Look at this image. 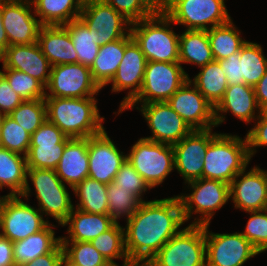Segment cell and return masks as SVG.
Here are the masks:
<instances>
[{"label": "cell", "instance_id": "1", "mask_svg": "<svg viewBox=\"0 0 267 266\" xmlns=\"http://www.w3.org/2000/svg\"><path fill=\"white\" fill-rule=\"evenodd\" d=\"M125 248L129 261L148 262L185 224L178 196L143 201L126 219Z\"/></svg>", "mask_w": 267, "mask_h": 266}, {"label": "cell", "instance_id": "2", "mask_svg": "<svg viewBox=\"0 0 267 266\" xmlns=\"http://www.w3.org/2000/svg\"><path fill=\"white\" fill-rule=\"evenodd\" d=\"M47 120L69 138H87L106 129L96 97H45Z\"/></svg>", "mask_w": 267, "mask_h": 266}, {"label": "cell", "instance_id": "3", "mask_svg": "<svg viewBox=\"0 0 267 266\" xmlns=\"http://www.w3.org/2000/svg\"><path fill=\"white\" fill-rule=\"evenodd\" d=\"M248 143L238 135L219 133L208 145L202 178L230 184L250 164Z\"/></svg>", "mask_w": 267, "mask_h": 266}, {"label": "cell", "instance_id": "4", "mask_svg": "<svg viewBox=\"0 0 267 266\" xmlns=\"http://www.w3.org/2000/svg\"><path fill=\"white\" fill-rule=\"evenodd\" d=\"M173 21L160 10L141 21L131 23V34L148 61L179 62V36Z\"/></svg>", "mask_w": 267, "mask_h": 266}, {"label": "cell", "instance_id": "5", "mask_svg": "<svg viewBox=\"0 0 267 266\" xmlns=\"http://www.w3.org/2000/svg\"><path fill=\"white\" fill-rule=\"evenodd\" d=\"M29 181L35 189L34 195L38 201V209L43 215L53 217V220L62 226L75 207L66 188L68 186L62 182L53 169L28 168L26 185L20 195L27 201L32 195L30 193H33Z\"/></svg>", "mask_w": 267, "mask_h": 266}, {"label": "cell", "instance_id": "6", "mask_svg": "<svg viewBox=\"0 0 267 266\" xmlns=\"http://www.w3.org/2000/svg\"><path fill=\"white\" fill-rule=\"evenodd\" d=\"M188 184L191 193L177 195L185 223L198 214L190 225H207L211 223L215 212L230 200V184L218 180L198 179Z\"/></svg>", "mask_w": 267, "mask_h": 266}, {"label": "cell", "instance_id": "7", "mask_svg": "<svg viewBox=\"0 0 267 266\" xmlns=\"http://www.w3.org/2000/svg\"><path fill=\"white\" fill-rule=\"evenodd\" d=\"M148 266H206L205 225L183 227L170 238Z\"/></svg>", "mask_w": 267, "mask_h": 266}, {"label": "cell", "instance_id": "8", "mask_svg": "<svg viewBox=\"0 0 267 266\" xmlns=\"http://www.w3.org/2000/svg\"><path fill=\"white\" fill-rule=\"evenodd\" d=\"M162 11L186 30H210L231 20L225 0H171Z\"/></svg>", "mask_w": 267, "mask_h": 266}, {"label": "cell", "instance_id": "9", "mask_svg": "<svg viewBox=\"0 0 267 266\" xmlns=\"http://www.w3.org/2000/svg\"><path fill=\"white\" fill-rule=\"evenodd\" d=\"M188 79L179 62L148 61L141 90L126 107L167 101Z\"/></svg>", "mask_w": 267, "mask_h": 266}, {"label": "cell", "instance_id": "10", "mask_svg": "<svg viewBox=\"0 0 267 266\" xmlns=\"http://www.w3.org/2000/svg\"><path fill=\"white\" fill-rule=\"evenodd\" d=\"M127 153V160L149 187L160 186L175 169L173 145L140 138Z\"/></svg>", "mask_w": 267, "mask_h": 266}, {"label": "cell", "instance_id": "11", "mask_svg": "<svg viewBox=\"0 0 267 266\" xmlns=\"http://www.w3.org/2000/svg\"><path fill=\"white\" fill-rule=\"evenodd\" d=\"M21 196H2L0 235L11 242L23 240L42 230L50 221Z\"/></svg>", "mask_w": 267, "mask_h": 266}, {"label": "cell", "instance_id": "12", "mask_svg": "<svg viewBox=\"0 0 267 266\" xmlns=\"http://www.w3.org/2000/svg\"><path fill=\"white\" fill-rule=\"evenodd\" d=\"M45 91V97L84 98L97 96L101 88L93 80L89 67L68 63L52 66Z\"/></svg>", "mask_w": 267, "mask_h": 266}, {"label": "cell", "instance_id": "13", "mask_svg": "<svg viewBox=\"0 0 267 266\" xmlns=\"http://www.w3.org/2000/svg\"><path fill=\"white\" fill-rule=\"evenodd\" d=\"M140 105L137 107H125L119 114L127 109L133 110V108L141 112L152 133V136L142 138L158 143L174 145L192 131L191 127L170 107L167 101Z\"/></svg>", "mask_w": 267, "mask_h": 266}, {"label": "cell", "instance_id": "14", "mask_svg": "<svg viewBox=\"0 0 267 266\" xmlns=\"http://www.w3.org/2000/svg\"><path fill=\"white\" fill-rule=\"evenodd\" d=\"M205 225L206 266H243L260 252L240 233H213Z\"/></svg>", "mask_w": 267, "mask_h": 266}, {"label": "cell", "instance_id": "15", "mask_svg": "<svg viewBox=\"0 0 267 266\" xmlns=\"http://www.w3.org/2000/svg\"><path fill=\"white\" fill-rule=\"evenodd\" d=\"M79 18L89 29L97 30L100 46L124 38L131 32V22L105 0H84Z\"/></svg>", "mask_w": 267, "mask_h": 266}, {"label": "cell", "instance_id": "16", "mask_svg": "<svg viewBox=\"0 0 267 266\" xmlns=\"http://www.w3.org/2000/svg\"><path fill=\"white\" fill-rule=\"evenodd\" d=\"M32 8L31 0H2V20L8 46L37 42L43 25Z\"/></svg>", "mask_w": 267, "mask_h": 266}, {"label": "cell", "instance_id": "17", "mask_svg": "<svg viewBox=\"0 0 267 266\" xmlns=\"http://www.w3.org/2000/svg\"><path fill=\"white\" fill-rule=\"evenodd\" d=\"M213 128L192 130L180 142L173 145L175 170L188 183L202 178L203 159L209 143L219 134Z\"/></svg>", "mask_w": 267, "mask_h": 266}, {"label": "cell", "instance_id": "18", "mask_svg": "<svg viewBox=\"0 0 267 266\" xmlns=\"http://www.w3.org/2000/svg\"><path fill=\"white\" fill-rule=\"evenodd\" d=\"M70 139L46 119L31 135L30 147L26 155L27 168L55 170Z\"/></svg>", "mask_w": 267, "mask_h": 266}, {"label": "cell", "instance_id": "19", "mask_svg": "<svg viewBox=\"0 0 267 266\" xmlns=\"http://www.w3.org/2000/svg\"><path fill=\"white\" fill-rule=\"evenodd\" d=\"M192 130L215 128L214 107L188 79L168 100Z\"/></svg>", "mask_w": 267, "mask_h": 266}, {"label": "cell", "instance_id": "20", "mask_svg": "<svg viewBox=\"0 0 267 266\" xmlns=\"http://www.w3.org/2000/svg\"><path fill=\"white\" fill-rule=\"evenodd\" d=\"M88 158V177L109 184L127 160V154L120 151L104 129L88 137Z\"/></svg>", "mask_w": 267, "mask_h": 266}, {"label": "cell", "instance_id": "21", "mask_svg": "<svg viewBox=\"0 0 267 266\" xmlns=\"http://www.w3.org/2000/svg\"><path fill=\"white\" fill-rule=\"evenodd\" d=\"M245 167L230 183V201L234 208L248 211L267 209V170Z\"/></svg>", "mask_w": 267, "mask_h": 266}, {"label": "cell", "instance_id": "22", "mask_svg": "<svg viewBox=\"0 0 267 266\" xmlns=\"http://www.w3.org/2000/svg\"><path fill=\"white\" fill-rule=\"evenodd\" d=\"M147 60L145 55L141 51L140 46L133 39L126 47L123 55V59L118 66L117 72L111 83V93H119L121 91L128 90L127 96H125L119 106V113L138 95L143 83L145 66Z\"/></svg>", "mask_w": 267, "mask_h": 266}, {"label": "cell", "instance_id": "23", "mask_svg": "<svg viewBox=\"0 0 267 266\" xmlns=\"http://www.w3.org/2000/svg\"><path fill=\"white\" fill-rule=\"evenodd\" d=\"M2 61V62H1ZM2 69L27 73L47 86L52 65L37 42L28 45H10L0 54Z\"/></svg>", "mask_w": 267, "mask_h": 266}, {"label": "cell", "instance_id": "24", "mask_svg": "<svg viewBox=\"0 0 267 266\" xmlns=\"http://www.w3.org/2000/svg\"><path fill=\"white\" fill-rule=\"evenodd\" d=\"M261 111L254 87L245 83L228 85L222 100L214 108L216 127L225 122V115L229 112L242 122L250 124L259 117Z\"/></svg>", "mask_w": 267, "mask_h": 266}, {"label": "cell", "instance_id": "25", "mask_svg": "<svg viewBox=\"0 0 267 266\" xmlns=\"http://www.w3.org/2000/svg\"><path fill=\"white\" fill-rule=\"evenodd\" d=\"M56 174L70 189L75 188L89 174L88 137L71 138L65 145Z\"/></svg>", "mask_w": 267, "mask_h": 266}, {"label": "cell", "instance_id": "26", "mask_svg": "<svg viewBox=\"0 0 267 266\" xmlns=\"http://www.w3.org/2000/svg\"><path fill=\"white\" fill-rule=\"evenodd\" d=\"M37 43L52 66L78 63L69 32L62 25L42 26Z\"/></svg>", "mask_w": 267, "mask_h": 266}, {"label": "cell", "instance_id": "27", "mask_svg": "<svg viewBox=\"0 0 267 266\" xmlns=\"http://www.w3.org/2000/svg\"><path fill=\"white\" fill-rule=\"evenodd\" d=\"M116 221L109 214L83 212L74 207L62 227L69 236H61V241L91 242L99 234L110 229Z\"/></svg>", "mask_w": 267, "mask_h": 266}, {"label": "cell", "instance_id": "28", "mask_svg": "<svg viewBox=\"0 0 267 266\" xmlns=\"http://www.w3.org/2000/svg\"><path fill=\"white\" fill-rule=\"evenodd\" d=\"M52 223L23 240L13 242V261L16 266L32 262L37 257L52 252L60 243L61 237L55 236Z\"/></svg>", "mask_w": 267, "mask_h": 266}, {"label": "cell", "instance_id": "29", "mask_svg": "<svg viewBox=\"0 0 267 266\" xmlns=\"http://www.w3.org/2000/svg\"><path fill=\"white\" fill-rule=\"evenodd\" d=\"M133 40L131 32L124 38L100 46L92 66L93 80L102 89L112 80L123 59L125 47Z\"/></svg>", "mask_w": 267, "mask_h": 266}, {"label": "cell", "instance_id": "30", "mask_svg": "<svg viewBox=\"0 0 267 266\" xmlns=\"http://www.w3.org/2000/svg\"><path fill=\"white\" fill-rule=\"evenodd\" d=\"M43 26L64 25L79 18L84 0H31Z\"/></svg>", "mask_w": 267, "mask_h": 266}, {"label": "cell", "instance_id": "31", "mask_svg": "<svg viewBox=\"0 0 267 266\" xmlns=\"http://www.w3.org/2000/svg\"><path fill=\"white\" fill-rule=\"evenodd\" d=\"M26 156L0 147V190L9 189L7 196H20L26 185Z\"/></svg>", "mask_w": 267, "mask_h": 266}, {"label": "cell", "instance_id": "32", "mask_svg": "<svg viewBox=\"0 0 267 266\" xmlns=\"http://www.w3.org/2000/svg\"><path fill=\"white\" fill-rule=\"evenodd\" d=\"M182 33V34H181ZM179 36V63L199 68L214 61L207 30H184Z\"/></svg>", "mask_w": 267, "mask_h": 266}, {"label": "cell", "instance_id": "33", "mask_svg": "<svg viewBox=\"0 0 267 266\" xmlns=\"http://www.w3.org/2000/svg\"><path fill=\"white\" fill-rule=\"evenodd\" d=\"M190 82L215 108L222 100L228 82L218 61L214 60L200 68V72Z\"/></svg>", "mask_w": 267, "mask_h": 266}, {"label": "cell", "instance_id": "34", "mask_svg": "<svg viewBox=\"0 0 267 266\" xmlns=\"http://www.w3.org/2000/svg\"><path fill=\"white\" fill-rule=\"evenodd\" d=\"M62 26L69 32L77 52L78 63L90 68L100 48L96 36L97 30L89 29L80 18L71 20Z\"/></svg>", "mask_w": 267, "mask_h": 266}, {"label": "cell", "instance_id": "35", "mask_svg": "<svg viewBox=\"0 0 267 266\" xmlns=\"http://www.w3.org/2000/svg\"><path fill=\"white\" fill-rule=\"evenodd\" d=\"M208 39L214 60H223L240 51L247 40L231 19L228 23L207 30Z\"/></svg>", "mask_w": 267, "mask_h": 266}, {"label": "cell", "instance_id": "36", "mask_svg": "<svg viewBox=\"0 0 267 266\" xmlns=\"http://www.w3.org/2000/svg\"><path fill=\"white\" fill-rule=\"evenodd\" d=\"M72 191L79 200L74 204L75 208L88 213L109 214L107 184L87 177Z\"/></svg>", "mask_w": 267, "mask_h": 266}, {"label": "cell", "instance_id": "37", "mask_svg": "<svg viewBox=\"0 0 267 266\" xmlns=\"http://www.w3.org/2000/svg\"><path fill=\"white\" fill-rule=\"evenodd\" d=\"M95 249L100 252L111 265H118L116 259H121L123 264L129 262L125 248L124 228L116 222L110 229L99 234L91 241Z\"/></svg>", "mask_w": 267, "mask_h": 266}, {"label": "cell", "instance_id": "38", "mask_svg": "<svg viewBox=\"0 0 267 266\" xmlns=\"http://www.w3.org/2000/svg\"><path fill=\"white\" fill-rule=\"evenodd\" d=\"M241 76L246 85L254 87L267 69V58L260 44L246 41L240 49Z\"/></svg>", "mask_w": 267, "mask_h": 266}, {"label": "cell", "instance_id": "39", "mask_svg": "<svg viewBox=\"0 0 267 266\" xmlns=\"http://www.w3.org/2000/svg\"><path fill=\"white\" fill-rule=\"evenodd\" d=\"M64 257L77 266H111L91 242L61 241Z\"/></svg>", "mask_w": 267, "mask_h": 266}, {"label": "cell", "instance_id": "40", "mask_svg": "<svg viewBox=\"0 0 267 266\" xmlns=\"http://www.w3.org/2000/svg\"><path fill=\"white\" fill-rule=\"evenodd\" d=\"M8 116L32 135L47 119L45 99L25 100Z\"/></svg>", "mask_w": 267, "mask_h": 266}, {"label": "cell", "instance_id": "41", "mask_svg": "<svg viewBox=\"0 0 267 266\" xmlns=\"http://www.w3.org/2000/svg\"><path fill=\"white\" fill-rule=\"evenodd\" d=\"M30 141L31 134L10 116H3L0 123V147L26 156L30 147Z\"/></svg>", "mask_w": 267, "mask_h": 266}, {"label": "cell", "instance_id": "42", "mask_svg": "<svg viewBox=\"0 0 267 266\" xmlns=\"http://www.w3.org/2000/svg\"><path fill=\"white\" fill-rule=\"evenodd\" d=\"M107 198L109 215L116 222L123 217L125 220L130 218L142 203L136 195L128 190L118 189L113 182L107 184Z\"/></svg>", "mask_w": 267, "mask_h": 266}, {"label": "cell", "instance_id": "43", "mask_svg": "<svg viewBox=\"0 0 267 266\" xmlns=\"http://www.w3.org/2000/svg\"><path fill=\"white\" fill-rule=\"evenodd\" d=\"M0 73L23 101L45 98V86L27 73L13 69H3Z\"/></svg>", "mask_w": 267, "mask_h": 266}, {"label": "cell", "instance_id": "44", "mask_svg": "<svg viewBox=\"0 0 267 266\" xmlns=\"http://www.w3.org/2000/svg\"><path fill=\"white\" fill-rule=\"evenodd\" d=\"M131 23L153 16L161 10L158 0H105Z\"/></svg>", "mask_w": 267, "mask_h": 266}, {"label": "cell", "instance_id": "45", "mask_svg": "<svg viewBox=\"0 0 267 266\" xmlns=\"http://www.w3.org/2000/svg\"><path fill=\"white\" fill-rule=\"evenodd\" d=\"M249 220L240 232L260 253L267 251V209L248 211Z\"/></svg>", "mask_w": 267, "mask_h": 266}, {"label": "cell", "instance_id": "46", "mask_svg": "<svg viewBox=\"0 0 267 266\" xmlns=\"http://www.w3.org/2000/svg\"><path fill=\"white\" fill-rule=\"evenodd\" d=\"M118 189L128 190L132 195H136L142 202L143 195L151 190L142 176L135 170L128 160L121 166L112 181Z\"/></svg>", "mask_w": 267, "mask_h": 266}, {"label": "cell", "instance_id": "47", "mask_svg": "<svg viewBox=\"0 0 267 266\" xmlns=\"http://www.w3.org/2000/svg\"><path fill=\"white\" fill-rule=\"evenodd\" d=\"M253 126L246 133L250 159L256 154L257 147L267 146V110L261 111Z\"/></svg>", "mask_w": 267, "mask_h": 266}, {"label": "cell", "instance_id": "48", "mask_svg": "<svg viewBox=\"0 0 267 266\" xmlns=\"http://www.w3.org/2000/svg\"><path fill=\"white\" fill-rule=\"evenodd\" d=\"M23 99L9 85L7 79L0 73V111L9 115L15 110Z\"/></svg>", "mask_w": 267, "mask_h": 266}, {"label": "cell", "instance_id": "49", "mask_svg": "<svg viewBox=\"0 0 267 266\" xmlns=\"http://www.w3.org/2000/svg\"><path fill=\"white\" fill-rule=\"evenodd\" d=\"M240 51L230 55L226 59L217 60L225 73L228 85L243 84L244 78L241 76Z\"/></svg>", "mask_w": 267, "mask_h": 266}, {"label": "cell", "instance_id": "50", "mask_svg": "<svg viewBox=\"0 0 267 266\" xmlns=\"http://www.w3.org/2000/svg\"><path fill=\"white\" fill-rule=\"evenodd\" d=\"M64 258L63 246L60 243L52 252L37 257L32 262L25 263L20 266H61Z\"/></svg>", "mask_w": 267, "mask_h": 266}, {"label": "cell", "instance_id": "51", "mask_svg": "<svg viewBox=\"0 0 267 266\" xmlns=\"http://www.w3.org/2000/svg\"><path fill=\"white\" fill-rule=\"evenodd\" d=\"M13 265V242L0 235V266Z\"/></svg>", "mask_w": 267, "mask_h": 266}, {"label": "cell", "instance_id": "52", "mask_svg": "<svg viewBox=\"0 0 267 266\" xmlns=\"http://www.w3.org/2000/svg\"><path fill=\"white\" fill-rule=\"evenodd\" d=\"M254 90L259 108L262 111L267 110V69L259 82L254 86Z\"/></svg>", "mask_w": 267, "mask_h": 266}, {"label": "cell", "instance_id": "53", "mask_svg": "<svg viewBox=\"0 0 267 266\" xmlns=\"http://www.w3.org/2000/svg\"><path fill=\"white\" fill-rule=\"evenodd\" d=\"M8 47V38L2 20V0H0V54Z\"/></svg>", "mask_w": 267, "mask_h": 266}, {"label": "cell", "instance_id": "54", "mask_svg": "<svg viewBox=\"0 0 267 266\" xmlns=\"http://www.w3.org/2000/svg\"><path fill=\"white\" fill-rule=\"evenodd\" d=\"M111 266H119L118 265H111ZM122 266H148L146 263H142V262H134V261H129L126 264H122Z\"/></svg>", "mask_w": 267, "mask_h": 266}, {"label": "cell", "instance_id": "55", "mask_svg": "<svg viewBox=\"0 0 267 266\" xmlns=\"http://www.w3.org/2000/svg\"><path fill=\"white\" fill-rule=\"evenodd\" d=\"M171 0H158L161 10L170 2Z\"/></svg>", "mask_w": 267, "mask_h": 266}, {"label": "cell", "instance_id": "56", "mask_svg": "<svg viewBox=\"0 0 267 266\" xmlns=\"http://www.w3.org/2000/svg\"><path fill=\"white\" fill-rule=\"evenodd\" d=\"M61 266H77L74 264H71L65 257L63 258V261L61 263Z\"/></svg>", "mask_w": 267, "mask_h": 266}, {"label": "cell", "instance_id": "57", "mask_svg": "<svg viewBox=\"0 0 267 266\" xmlns=\"http://www.w3.org/2000/svg\"><path fill=\"white\" fill-rule=\"evenodd\" d=\"M3 116H4V114L0 111V123H1V121L3 119Z\"/></svg>", "mask_w": 267, "mask_h": 266}, {"label": "cell", "instance_id": "58", "mask_svg": "<svg viewBox=\"0 0 267 266\" xmlns=\"http://www.w3.org/2000/svg\"><path fill=\"white\" fill-rule=\"evenodd\" d=\"M1 205H2V196H0V211H1Z\"/></svg>", "mask_w": 267, "mask_h": 266}]
</instances>
